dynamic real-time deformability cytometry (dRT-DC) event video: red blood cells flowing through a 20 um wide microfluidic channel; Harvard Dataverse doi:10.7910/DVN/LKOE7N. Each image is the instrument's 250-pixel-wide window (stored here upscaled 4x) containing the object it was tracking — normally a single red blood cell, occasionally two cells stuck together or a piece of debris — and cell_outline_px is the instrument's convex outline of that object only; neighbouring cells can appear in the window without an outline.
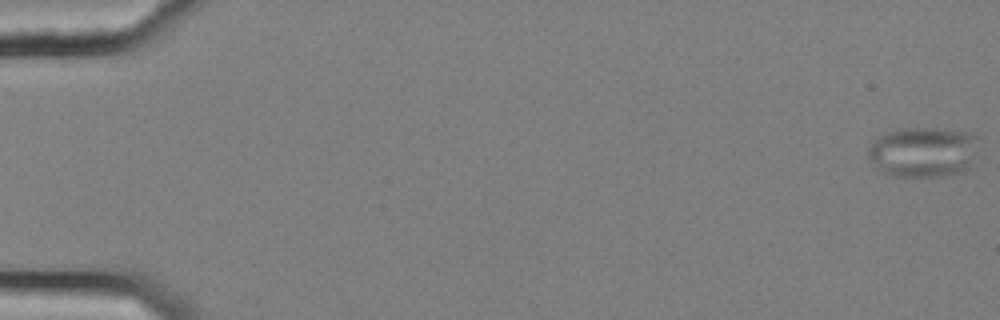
{"species": "common noctule bat (a hibernating species)", "species_latin": "Nyctalus noctula", "temperature_condition": "cold", "stored_images_in_passage": 56, "camera_frame_rate_fps": 3000, "um_per_image_px": 0.085, "animal": {"sex": "female", "body_mass_g": 25.1}, "frame": {"image": 1, "passage_image": 1, "time_ms": 0.0, "image_size_px": [1000, 320], "cell_outline_px": [[980, 136], [972, 172], [936, 176], [896, 176], [880, 172], [876, 168], [868, 156], [868, 148], [872, 140], [888, 132], [904, 128], [936, 128], [972, 132]], "centroid_in_image_um": [78.57, 12.93], "position_along_channel_um": 6.4, "area_um2": 33.35}}
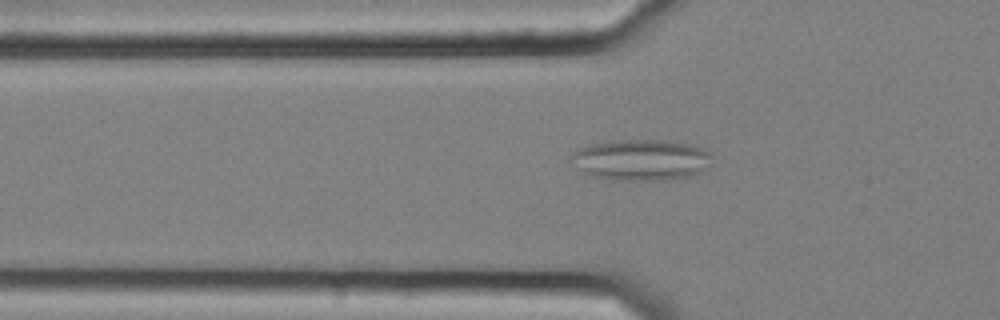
{"frame": {"image": 2, "passage_image": 20, "time_ms": 6.333, "image_size_px": [1000, 320], "cell_outline_px": [[712, 156], [700, 172], [688, 176], [656, 180], [628, 180], [592, 176], [580, 172], [568, 164], [568, 160], [572, 152], [576, 148], [592, 144], [620, 140], [664, 140], [688, 144], [712, 152]], "centroid_in_image_um": [54.36, 13.58], "position_along_channel_um": 71.4, "area_um2": 33.58}}
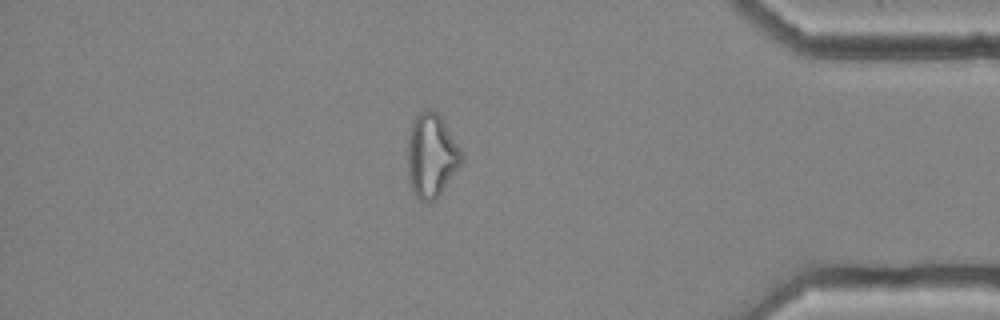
{"frame": {"image": 3, "passage_image": 49, "time_ms": 16.0, "image_size_px": [1000, 320], "cell_outline_px": [[464, 160], [436, 200], [428, 204], [420, 200], [412, 192], [408, 176], [408, 136], [412, 120], [424, 108], [432, 108], [440, 116], [460, 148], [464, 156]], "centroid_in_image_um": [36.66, 13.24], "position_along_channel_um": 398.5, "area_um2": 26.65}, "authors_computed_cell_mechanics": {"area_um2": 27.0793, "velocity_mm_per_s": 3.6863, "shape_relaxation_time_tau1_ms": null, "shape_relaxation_time_tau2_ms": 3.6353, "deformation_change_tau1": null, "deformation_change_tau2": 0.1219}}